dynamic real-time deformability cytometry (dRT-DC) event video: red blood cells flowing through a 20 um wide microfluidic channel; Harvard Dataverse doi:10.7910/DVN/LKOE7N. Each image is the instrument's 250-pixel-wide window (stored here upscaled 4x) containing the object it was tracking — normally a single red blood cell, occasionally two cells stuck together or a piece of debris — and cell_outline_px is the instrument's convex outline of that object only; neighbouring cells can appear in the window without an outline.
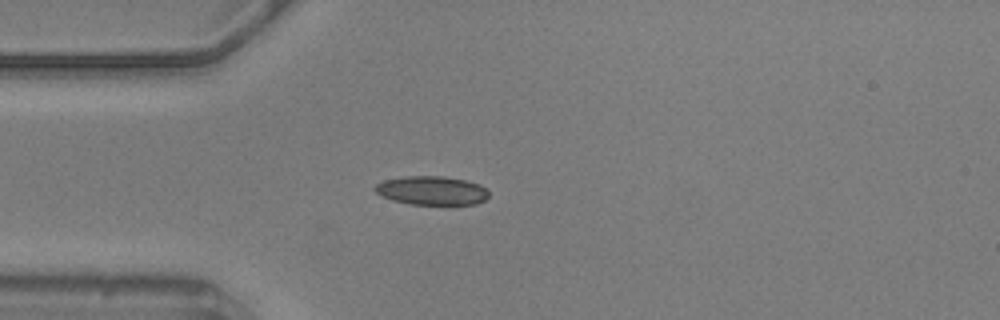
{"species": "common noctule bat (a hibernating species)", "species_latin": "Nyctalus noctula", "temperature_condition": "warm", "stored_images_in_passage": 42, "camera_frame_rate_fps": 3000, "um_per_image_px": 0.085, "animal": {"sex": "male", "body_mass_g": 20.5, "forearm_length_mm": 52.5}, "frame": {"image": 1, "passage_image": 1, "time_ms": 0.0, "image_size_px": [1000, 320], "cell_outline_px": [[488, 196], [484, 200], [476, 204], [412, 204], [392, 200], [376, 192], [372, 188], [376, 184], [384, 180], [404, 176], [444, 176], [464, 180], [480, 184], [488, 192]], "centroid_in_image_um": [36.68, 16.19], "position_along_channel_um": 48.3, "area_um2": 18.96}}
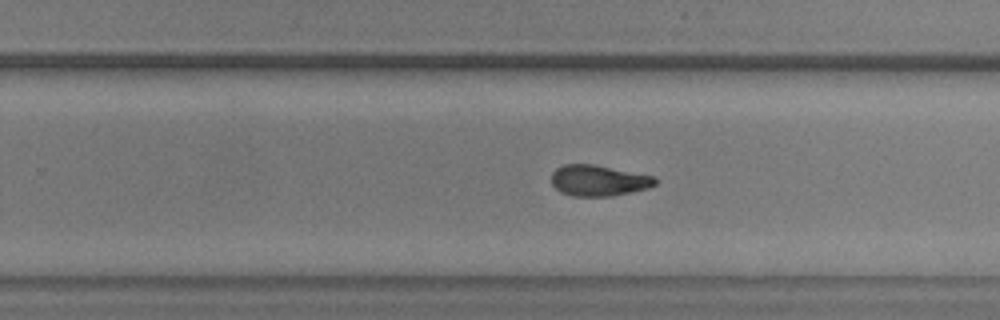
{"frame": {"image": 2, "passage_image": 21, "time_ms": 6.667, "image_size_px": [1000, 320], "cell_outline_px": [[656, 184], [648, 188], [612, 196], [572, 196], [560, 192], [552, 184], [552, 172], [556, 168], [564, 164], [592, 164], [656, 176]], "centroid_in_image_um": [50.87, 15.34], "position_along_channel_um": 278.9, "area_um2": 18.73}}
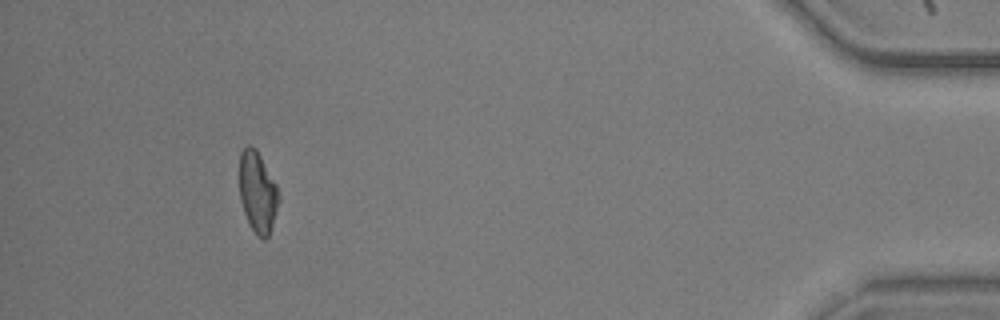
{"frame": {"image": 3, "passage_image": 38, "time_ms": 12.333, "image_size_px": [1000, 320], "cell_outline_px": [[280, 200], [268, 236], [264, 240], [256, 236], [244, 212], [240, 200], [240, 152], [248, 144], [256, 148], [276, 184], [280, 196]], "centroid_in_image_um": [21.9, 16.32], "position_along_channel_um": 413.3, "area_um2": 18.44}, "authors_computed_cell_mechanics": {"area_um2": 19.1318, "velocity_mm_per_s": 3.5855, "shape_relaxation_time_tau1_ms": 4.7118, "shape_relaxation_time_tau2_ms": 2.6339, "deformation_change_tau1": 0.1273, "deformation_change_tau2": 0.0954}}